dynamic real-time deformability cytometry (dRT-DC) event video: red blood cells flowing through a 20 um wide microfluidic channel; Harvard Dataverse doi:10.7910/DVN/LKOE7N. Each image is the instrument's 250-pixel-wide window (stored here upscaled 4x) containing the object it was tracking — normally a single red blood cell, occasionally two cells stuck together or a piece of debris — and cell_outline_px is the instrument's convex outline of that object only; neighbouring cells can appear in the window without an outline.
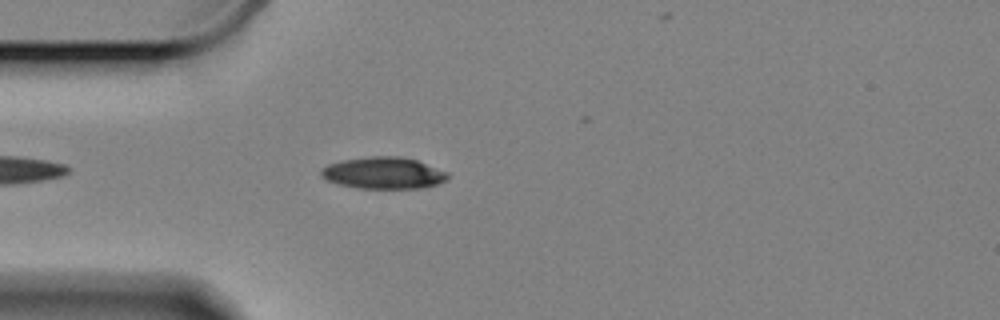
{"species": "Egyptian fruit bat (a non-hibernating species)", "species_latin": "Rousettus aegyptiacus", "temperature_condition": "cold", "stored_images_in_passage": 32, "camera_frame_rate_fps": 3000, "um_per_image_px": 0.085, "animal": {"sex": "female"}, "frame": {"image": 1, "passage_image": 5, "time_ms": 1.333, "image_size_px": [1000, 320], "cell_outline_px": [[448, 180], [436, 184], [420, 188], [356, 188], [336, 184], [328, 180], [320, 172], [328, 164], [340, 160], [372, 156], [400, 156], [416, 160], [448, 172]], "centroid_in_image_um": [32.6, 14.7], "position_along_channel_um": 52.4, "area_um2": 23.29}}
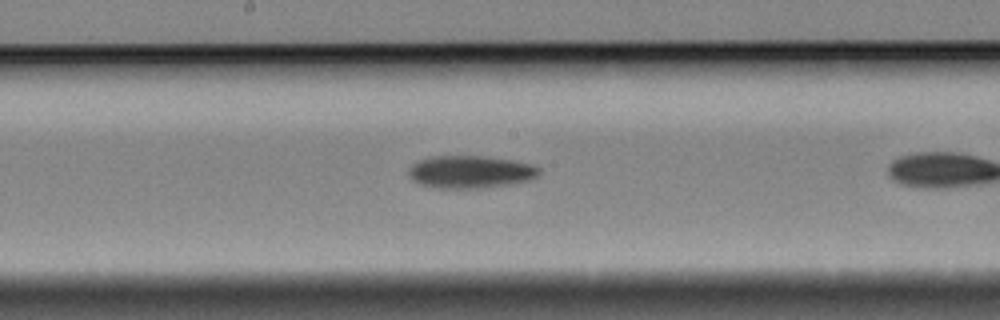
{"frame": {"image": 2, "passage_image": 16, "time_ms": 5.0, "image_size_px": [1000, 320], "cell_outline_px": [[540, 172], [532, 180], [508, 184], [476, 188], [436, 188], [420, 184], [412, 180], [408, 176], [408, 168], [416, 160], [432, 156], [484, 156], [512, 160], [532, 164], [540, 168]], "centroid_in_image_um": [39.94, 14.6], "position_along_channel_um": 208.3, "area_um2": 24.91}}
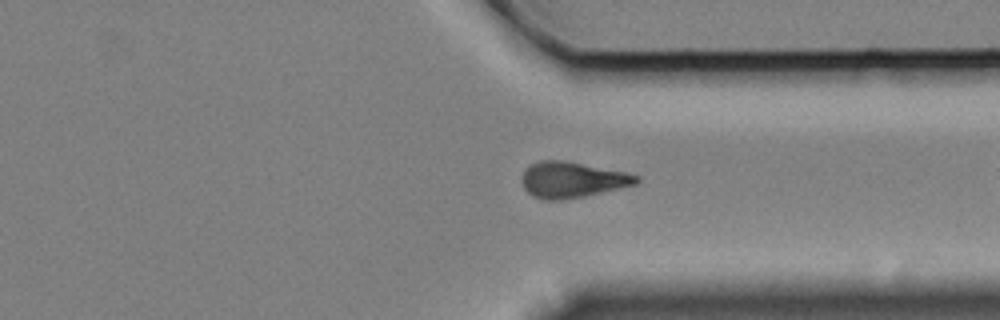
{"frame": {"image": 3, "passage_image": 30, "time_ms": 9.667, "image_size_px": [1000, 320], "cell_outline_px": [[640, 180], [636, 184], [620, 188], [584, 196], [560, 200], [544, 200], [532, 196], [524, 188], [520, 180], [520, 176], [532, 164], [540, 160], [564, 160], [628, 172], [640, 176]], "centroid_in_image_um": [48.64, 15.28], "position_along_channel_um": 362.8, "area_um2": 24.04}}